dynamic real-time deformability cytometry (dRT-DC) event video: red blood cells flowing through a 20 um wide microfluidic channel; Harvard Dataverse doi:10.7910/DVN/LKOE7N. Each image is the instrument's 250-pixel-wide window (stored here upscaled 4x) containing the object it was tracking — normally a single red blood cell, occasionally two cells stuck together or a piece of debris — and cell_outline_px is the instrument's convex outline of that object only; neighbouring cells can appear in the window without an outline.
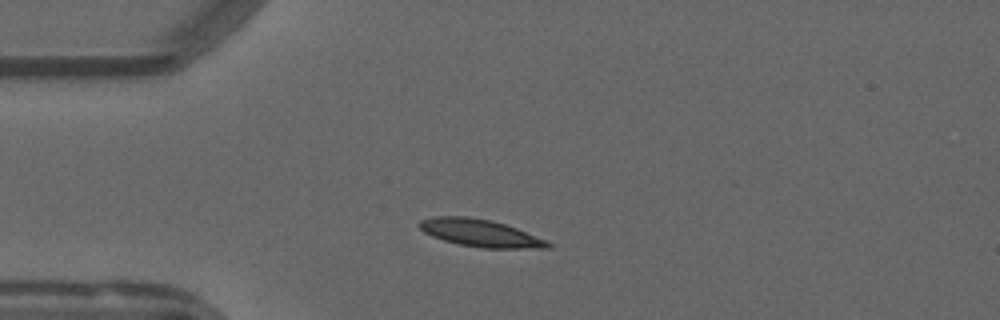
{"species": "common noctule bat (a hibernating species)", "species_latin": "Nyctalus noctula", "temperature_condition": "warm", "stored_images_in_passage": 50, "camera_frame_rate_fps": 3000, "um_per_image_px": 0.085, "animal": {"sex": "male", "forearm_length_mm": 52.5}, "frame": {"image": 1, "passage_image": 9, "time_ms": 2.667, "image_size_px": [1000, 320], "cell_outline_px": [[552, 248], [484, 248], [460, 244], [444, 240], [432, 236], [424, 232], [416, 224], [420, 220], [432, 216], [468, 216], [492, 220], [516, 228], [544, 240], [552, 244]], "centroid_in_image_um": [40.76, 19.79], "position_along_channel_um": 44.2, "area_um2": 20.35}}
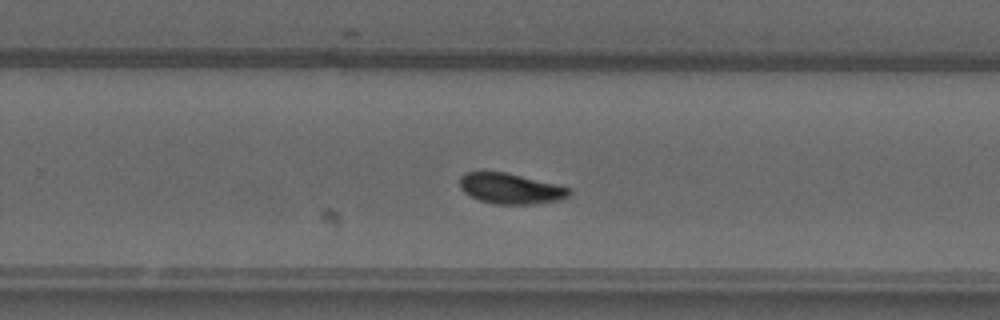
{"frame": {"image": 2, "passage_image": 30, "time_ms": 9.667, "image_size_px": [1000, 320], "cell_outline_px": [[572, 196], [564, 200], [532, 204], [492, 204], [480, 200], [464, 192], [460, 188], [460, 176], [464, 172], [504, 172], [560, 184], [572, 188]], "centroid_in_image_um": [43.49, 16.03], "position_along_channel_um": 286.3, "area_um2": 19.88}}
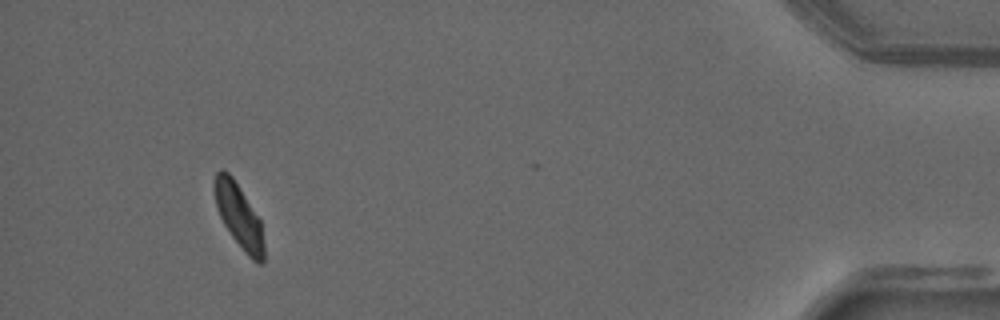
{"frame": {"image": 3, "passage_image": 46, "time_ms": 15.0, "image_size_px": [1000, 320], "cell_outline_px": [[264, 264], [260, 264], [252, 260], [244, 252], [232, 236], [224, 224], [220, 216], [216, 204], [212, 184], [216, 172], [220, 168], [228, 172], [232, 176], [240, 188], [260, 220], [264, 244]], "centroid_in_image_um": [20.29, 18.35], "position_along_channel_um": 414.9, "area_um2": 18.44}, "authors_computed_cell_mechanics": {"area_um2": 19.3341, "velocity_mm_per_s": 3.7459, "shape_relaxation_time_tau1_ms": 5.1531, "shape_relaxation_time_tau2_ms": 4.4208, "deformation_change_tau1": 0.1616, "deformation_change_tau2": 0.0837}}